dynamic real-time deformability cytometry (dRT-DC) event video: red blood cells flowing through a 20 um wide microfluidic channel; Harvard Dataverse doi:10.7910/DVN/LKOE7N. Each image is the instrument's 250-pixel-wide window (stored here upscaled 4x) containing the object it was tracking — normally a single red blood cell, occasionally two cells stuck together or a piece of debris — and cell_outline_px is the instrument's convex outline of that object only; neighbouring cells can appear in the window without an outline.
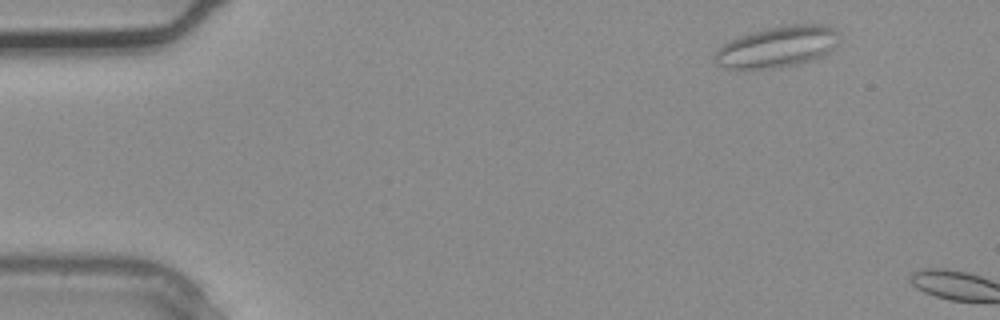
{"species": "common noctule bat (a hibernating species)", "species_latin": "Nyctalus noctula", "temperature_condition": "warm", "stored_images_in_passage": 3, "camera_frame_rate_fps": 3000, "um_per_image_px": 0.085, "animal": {"sex": "male", "body_mass_g": 20.4}, "frame": {"image": 1, "passage_image": 1, "time_ms": 0.0, "image_size_px": [1000, 320], "cell_outline_px": [[840, 32], [836, 48], [812, 60], [780, 68], [724, 68], [716, 64], [712, 60], [712, 56], [716, 48], [740, 36], [764, 28], [784, 24], [828, 24]], "centroid_in_image_um": [66.08, 3.96], "position_along_channel_um": 18.9, "area_um2": 30.29}}
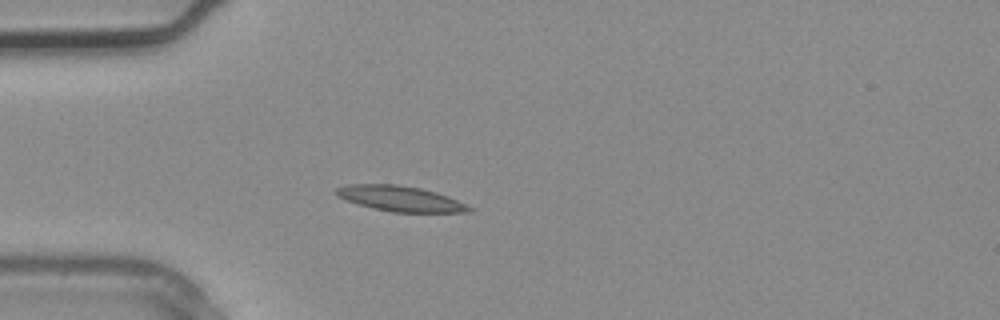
{"frame": {"image": 2, "passage_image": 3, "time_ms": 0.667, "image_size_px": [1000, 320], "cell_outline_px": [[472, 212], [392, 212], [356, 204], [344, 200], [336, 196], [336, 188], [348, 184], [396, 184], [420, 188], [436, 192], [448, 196], [472, 208]], "centroid_in_image_um": [33.97, 16.88], "position_along_channel_um": 51.0, "area_um2": 19.59}}